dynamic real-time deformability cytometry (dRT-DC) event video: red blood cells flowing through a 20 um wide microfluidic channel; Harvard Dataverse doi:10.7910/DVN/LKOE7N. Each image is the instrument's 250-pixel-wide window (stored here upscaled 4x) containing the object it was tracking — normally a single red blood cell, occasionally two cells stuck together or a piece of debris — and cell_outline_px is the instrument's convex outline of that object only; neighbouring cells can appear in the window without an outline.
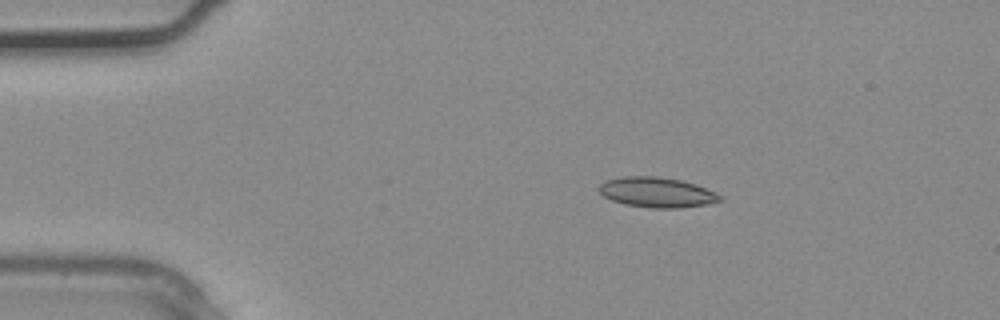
{"species": "common noctule bat (a hibernating species)", "species_latin": "Nyctalus noctula", "temperature_condition": "warm", "stored_images_in_passage": 2, "camera_frame_rate_fps": 3000, "um_per_image_px": 0.085, "animal": {"sex": "male", "body_mass_g": 20.4}, "frame": {"image": 1, "passage_image": 1, "time_ms": 0.0, "image_size_px": [1000, 320], "cell_outline_px": [[724, 200], [708, 204], [680, 208], [652, 208], [624, 204], [612, 200], [604, 196], [596, 188], [604, 180], [620, 176], [656, 176], [680, 180], [696, 184], [724, 196]], "centroid_in_image_um": [55.83, 16.34], "position_along_channel_um": 29.2, "area_um2": 21.5}}